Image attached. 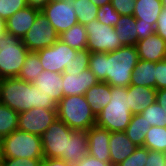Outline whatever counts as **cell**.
<instances>
[{
	"instance_id": "obj_1",
	"label": "cell",
	"mask_w": 166,
	"mask_h": 166,
	"mask_svg": "<svg viewBox=\"0 0 166 166\" xmlns=\"http://www.w3.org/2000/svg\"><path fill=\"white\" fill-rule=\"evenodd\" d=\"M138 61L136 46L124 45L111 52L91 53L89 69L101 82L110 86L128 87Z\"/></svg>"
},
{
	"instance_id": "obj_2",
	"label": "cell",
	"mask_w": 166,
	"mask_h": 166,
	"mask_svg": "<svg viewBox=\"0 0 166 166\" xmlns=\"http://www.w3.org/2000/svg\"><path fill=\"white\" fill-rule=\"evenodd\" d=\"M0 104L18 113L31 108H57V103L49 94L39 90L33 83L17 77L0 79Z\"/></svg>"
},
{
	"instance_id": "obj_3",
	"label": "cell",
	"mask_w": 166,
	"mask_h": 166,
	"mask_svg": "<svg viewBox=\"0 0 166 166\" xmlns=\"http://www.w3.org/2000/svg\"><path fill=\"white\" fill-rule=\"evenodd\" d=\"M132 115L127 87L111 86V99L96 113V125L109 132L125 131Z\"/></svg>"
},
{
	"instance_id": "obj_4",
	"label": "cell",
	"mask_w": 166,
	"mask_h": 166,
	"mask_svg": "<svg viewBox=\"0 0 166 166\" xmlns=\"http://www.w3.org/2000/svg\"><path fill=\"white\" fill-rule=\"evenodd\" d=\"M57 116L72 130L88 131L96 125V113L85 95L64 96L57 103Z\"/></svg>"
},
{
	"instance_id": "obj_5",
	"label": "cell",
	"mask_w": 166,
	"mask_h": 166,
	"mask_svg": "<svg viewBox=\"0 0 166 166\" xmlns=\"http://www.w3.org/2000/svg\"><path fill=\"white\" fill-rule=\"evenodd\" d=\"M29 50L22 39L6 33L0 38V79L18 77Z\"/></svg>"
},
{
	"instance_id": "obj_6",
	"label": "cell",
	"mask_w": 166,
	"mask_h": 166,
	"mask_svg": "<svg viewBox=\"0 0 166 166\" xmlns=\"http://www.w3.org/2000/svg\"><path fill=\"white\" fill-rule=\"evenodd\" d=\"M3 158L43 159L41 137L15 130L3 138Z\"/></svg>"
},
{
	"instance_id": "obj_7",
	"label": "cell",
	"mask_w": 166,
	"mask_h": 166,
	"mask_svg": "<svg viewBox=\"0 0 166 166\" xmlns=\"http://www.w3.org/2000/svg\"><path fill=\"white\" fill-rule=\"evenodd\" d=\"M85 28L88 35L87 49L91 53L111 52L123 46L114 27L107 26L96 19L87 23Z\"/></svg>"
},
{
	"instance_id": "obj_8",
	"label": "cell",
	"mask_w": 166,
	"mask_h": 166,
	"mask_svg": "<svg viewBox=\"0 0 166 166\" xmlns=\"http://www.w3.org/2000/svg\"><path fill=\"white\" fill-rule=\"evenodd\" d=\"M44 70L63 73L71 68L78 50L58 39L52 46L37 51Z\"/></svg>"
},
{
	"instance_id": "obj_9",
	"label": "cell",
	"mask_w": 166,
	"mask_h": 166,
	"mask_svg": "<svg viewBox=\"0 0 166 166\" xmlns=\"http://www.w3.org/2000/svg\"><path fill=\"white\" fill-rule=\"evenodd\" d=\"M71 132L72 129L57 118L41 136L44 158H59L66 161L67 138Z\"/></svg>"
},
{
	"instance_id": "obj_10",
	"label": "cell",
	"mask_w": 166,
	"mask_h": 166,
	"mask_svg": "<svg viewBox=\"0 0 166 166\" xmlns=\"http://www.w3.org/2000/svg\"><path fill=\"white\" fill-rule=\"evenodd\" d=\"M59 39V34L52 27L46 16L40 11L23 37L22 42L30 52H37L52 46Z\"/></svg>"
},
{
	"instance_id": "obj_11",
	"label": "cell",
	"mask_w": 166,
	"mask_h": 166,
	"mask_svg": "<svg viewBox=\"0 0 166 166\" xmlns=\"http://www.w3.org/2000/svg\"><path fill=\"white\" fill-rule=\"evenodd\" d=\"M57 118V108L34 107L19 113L18 130L41 137Z\"/></svg>"
},
{
	"instance_id": "obj_12",
	"label": "cell",
	"mask_w": 166,
	"mask_h": 166,
	"mask_svg": "<svg viewBox=\"0 0 166 166\" xmlns=\"http://www.w3.org/2000/svg\"><path fill=\"white\" fill-rule=\"evenodd\" d=\"M41 11L59 35L78 23L70 0H51Z\"/></svg>"
},
{
	"instance_id": "obj_13",
	"label": "cell",
	"mask_w": 166,
	"mask_h": 166,
	"mask_svg": "<svg viewBox=\"0 0 166 166\" xmlns=\"http://www.w3.org/2000/svg\"><path fill=\"white\" fill-rule=\"evenodd\" d=\"M98 82L89 68L82 72L65 71L62 73L63 96L85 95L86 91Z\"/></svg>"
},
{
	"instance_id": "obj_14",
	"label": "cell",
	"mask_w": 166,
	"mask_h": 166,
	"mask_svg": "<svg viewBox=\"0 0 166 166\" xmlns=\"http://www.w3.org/2000/svg\"><path fill=\"white\" fill-rule=\"evenodd\" d=\"M110 132L97 125L87 131L88 154L103 162H110Z\"/></svg>"
},
{
	"instance_id": "obj_15",
	"label": "cell",
	"mask_w": 166,
	"mask_h": 166,
	"mask_svg": "<svg viewBox=\"0 0 166 166\" xmlns=\"http://www.w3.org/2000/svg\"><path fill=\"white\" fill-rule=\"evenodd\" d=\"M139 59L158 62L166 59V41L157 33L135 43Z\"/></svg>"
},
{
	"instance_id": "obj_16",
	"label": "cell",
	"mask_w": 166,
	"mask_h": 166,
	"mask_svg": "<svg viewBox=\"0 0 166 166\" xmlns=\"http://www.w3.org/2000/svg\"><path fill=\"white\" fill-rule=\"evenodd\" d=\"M40 10L26 6L15 12L6 20L7 33L14 35L20 39L26 35L33 25L37 14Z\"/></svg>"
},
{
	"instance_id": "obj_17",
	"label": "cell",
	"mask_w": 166,
	"mask_h": 166,
	"mask_svg": "<svg viewBox=\"0 0 166 166\" xmlns=\"http://www.w3.org/2000/svg\"><path fill=\"white\" fill-rule=\"evenodd\" d=\"M137 146L127 137L124 131L110 132V163L117 166L129 157Z\"/></svg>"
},
{
	"instance_id": "obj_18",
	"label": "cell",
	"mask_w": 166,
	"mask_h": 166,
	"mask_svg": "<svg viewBox=\"0 0 166 166\" xmlns=\"http://www.w3.org/2000/svg\"><path fill=\"white\" fill-rule=\"evenodd\" d=\"M33 84L46 95L49 94L56 103L64 97L62 92V73L43 70L35 78Z\"/></svg>"
},
{
	"instance_id": "obj_19",
	"label": "cell",
	"mask_w": 166,
	"mask_h": 166,
	"mask_svg": "<svg viewBox=\"0 0 166 166\" xmlns=\"http://www.w3.org/2000/svg\"><path fill=\"white\" fill-rule=\"evenodd\" d=\"M86 155H88L87 131L72 130L67 138L66 161L74 166Z\"/></svg>"
},
{
	"instance_id": "obj_20",
	"label": "cell",
	"mask_w": 166,
	"mask_h": 166,
	"mask_svg": "<svg viewBox=\"0 0 166 166\" xmlns=\"http://www.w3.org/2000/svg\"><path fill=\"white\" fill-rule=\"evenodd\" d=\"M157 90L152 87L140 85H129L127 95H129V105L133 114L139 113L156 101Z\"/></svg>"
},
{
	"instance_id": "obj_21",
	"label": "cell",
	"mask_w": 166,
	"mask_h": 166,
	"mask_svg": "<svg viewBox=\"0 0 166 166\" xmlns=\"http://www.w3.org/2000/svg\"><path fill=\"white\" fill-rule=\"evenodd\" d=\"M162 9L161 0H136L133 17L156 27Z\"/></svg>"
},
{
	"instance_id": "obj_22",
	"label": "cell",
	"mask_w": 166,
	"mask_h": 166,
	"mask_svg": "<svg viewBox=\"0 0 166 166\" xmlns=\"http://www.w3.org/2000/svg\"><path fill=\"white\" fill-rule=\"evenodd\" d=\"M155 66L156 62L139 59L133 70L130 85H140L156 89Z\"/></svg>"
},
{
	"instance_id": "obj_23",
	"label": "cell",
	"mask_w": 166,
	"mask_h": 166,
	"mask_svg": "<svg viewBox=\"0 0 166 166\" xmlns=\"http://www.w3.org/2000/svg\"><path fill=\"white\" fill-rule=\"evenodd\" d=\"M85 97L93 111L98 113L111 99V86L99 81L86 91Z\"/></svg>"
},
{
	"instance_id": "obj_24",
	"label": "cell",
	"mask_w": 166,
	"mask_h": 166,
	"mask_svg": "<svg viewBox=\"0 0 166 166\" xmlns=\"http://www.w3.org/2000/svg\"><path fill=\"white\" fill-rule=\"evenodd\" d=\"M114 29L123 46L135 45L138 41L136 19L133 16L120 15Z\"/></svg>"
},
{
	"instance_id": "obj_25",
	"label": "cell",
	"mask_w": 166,
	"mask_h": 166,
	"mask_svg": "<svg viewBox=\"0 0 166 166\" xmlns=\"http://www.w3.org/2000/svg\"><path fill=\"white\" fill-rule=\"evenodd\" d=\"M150 127V123H147L140 113H136L132 115L130 124L124 132L137 147H143L145 134Z\"/></svg>"
},
{
	"instance_id": "obj_26",
	"label": "cell",
	"mask_w": 166,
	"mask_h": 166,
	"mask_svg": "<svg viewBox=\"0 0 166 166\" xmlns=\"http://www.w3.org/2000/svg\"><path fill=\"white\" fill-rule=\"evenodd\" d=\"M59 39L76 50L87 49L88 35L85 25L77 23L59 35Z\"/></svg>"
},
{
	"instance_id": "obj_27",
	"label": "cell",
	"mask_w": 166,
	"mask_h": 166,
	"mask_svg": "<svg viewBox=\"0 0 166 166\" xmlns=\"http://www.w3.org/2000/svg\"><path fill=\"white\" fill-rule=\"evenodd\" d=\"M43 70L44 68L41 65L38 53L29 51L17 78L33 83L35 78L41 74Z\"/></svg>"
},
{
	"instance_id": "obj_28",
	"label": "cell",
	"mask_w": 166,
	"mask_h": 166,
	"mask_svg": "<svg viewBox=\"0 0 166 166\" xmlns=\"http://www.w3.org/2000/svg\"><path fill=\"white\" fill-rule=\"evenodd\" d=\"M74 6L78 23L86 25L90 21L97 19L99 7L91 0H70Z\"/></svg>"
},
{
	"instance_id": "obj_29",
	"label": "cell",
	"mask_w": 166,
	"mask_h": 166,
	"mask_svg": "<svg viewBox=\"0 0 166 166\" xmlns=\"http://www.w3.org/2000/svg\"><path fill=\"white\" fill-rule=\"evenodd\" d=\"M143 147L166 153V127L151 126L145 134Z\"/></svg>"
},
{
	"instance_id": "obj_30",
	"label": "cell",
	"mask_w": 166,
	"mask_h": 166,
	"mask_svg": "<svg viewBox=\"0 0 166 166\" xmlns=\"http://www.w3.org/2000/svg\"><path fill=\"white\" fill-rule=\"evenodd\" d=\"M19 113L0 104V137L4 138L18 129Z\"/></svg>"
},
{
	"instance_id": "obj_31",
	"label": "cell",
	"mask_w": 166,
	"mask_h": 166,
	"mask_svg": "<svg viewBox=\"0 0 166 166\" xmlns=\"http://www.w3.org/2000/svg\"><path fill=\"white\" fill-rule=\"evenodd\" d=\"M151 126L166 127V109L157 101L139 112Z\"/></svg>"
},
{
	"instance_id": "obj_32",
	"label": "cell",
	"mask_w": 166,
	"mask_h": 166,
	"mask_svg": "<svg viewBox=\"0 0 166 166\" xmlns=\"http://www.w3.org/2000/svg\"><path fill=\"white\" fill-rule=\"evenodd\" d=\"M120 14L112 7L111 2L99 7L97 20L107 26L115 27Z\"/></svg>"
},
{
	"instance_id": "obj_33",
	"label": "cell",
	"mask_w": 166,
	"mask_h": 166,
	"mask_svg": "<svg viewBox=\"0 0 166 166\" xmlns=\"http://www.w3.org/2000/svg\"><path fill=\"white\" fill-rule=\"evenodd\" d=\"M27 6L26 0H0V17L5 21Z\"/></svg>"
},
{
	"instance_id": "obj_34",
	"label": "cell",
	"mask_w": 166,
	"mask_h": 166,
	"mask_svg": "<svg viewBox=\"0 0 166 166\" xmlns=\"http://www.w3.org/2000/svg\"><path fill=\"white\" fill-rule=\"evenodd\" d=\"M148 157V149L137 147L134 152L117 166H145Z\"/></svg>"
},
{
	"instance_id": "obj_35",
	"label": "cell",
	"mask_w": 166,
	"mask_h": 166,
	"mask_svg": "<svg viewBox=\"0 0 166 166\" xmlns=\"http://www.w3.org/2000/svg\"><path fill=\"white\" fill-rule=\"evenodd\" d=\"M91 52L88 49L78 50L73 62L71 63V68L67 71L82 72L83 70L89 68Z\"/></svg>"
},
{
	"instance_id": "obj_36",
	"label": "cell",
	"mask_w": 166,
	"mask_h": 166,
	"mask_svg": "<svg viewBox=\"0 0 166 166\" xmlns=\"http://www.w3.org/2000/svg\"><path fill=\"white\" fill-rule=\"evenodd\" d=\"M42 159L31 158H2L1 166H40Z\"/></svg>"
},
{
	"instance_id": "obj_37",
	"label": "cell",
	"mask_w": 166,
	"mask_h": 166,
	"mask_svg": "<svg viewBox=\"0 0 166 166\" xmlns=\"http://www.w3.org/2000/svg\"><path fill=\"white\" fill-rule=\"evenodd\" d=\"M136 0H111L112 7L120 15L133 16Z\"/></svg>"
},
{
	"instance_id": "obj_38",
	"label": "cell",
	"mask_w": 166,
	"mask_h": 166,
	"mask_svg": "<svg viewBox=\"0 0 166 166\" xmlns=\"http://www.w3.org/2000/svg\"><path fill=\"white\" fill-rule=\"evenodd\" d=\"M156 90L166 89V59L156 62Z\"/></svg>"
},
{
	"instance_id": "obj_39",
	"label": "cell",
	"mask_w": 166,
	"mask_h": 166,
	"mask_svg": "<svg viewBox=\"0 0 166 166\" xmlns=\"http://www.w3.org/2000/svg\"><path fill=\"white\" fill-rule=\"evenodd\" d=\"M145 166H166V153L148 149Z\"/></svg>"
},
{
	"instance_id": "obj_40",
	"label": "cell",
	"mask_w": 166,
	"mask_h": 166,
	"mask_svg": "<svg viewBox=\"0 0 166 166\" xmlns=\"http://www.w3.org/2000/svg\"><path fill=\"white\" fill-rule=\"evenodd\" d=\"M136 27H137L136 30L138 35V41L156 33L155 27L152 24L141 23V20L139 19H136Z\"/></svg>"
},
{
	"instance_id": "obj_41",
	"label": "cell",
	"mask_w": 166,
	"mask_h": 166,
	"mask_svg": "<svg viewBox=\"0 0 166 166\" xmlns=\"http://www.w3.org/2000/svg\"><path fill=\"white\" fill-rule=\"evenodd\" d=\"M74 166H113L110 162H103L98 160L97 158L86 155L82 158L76 165Z\"/></svg>"
},
{
	"instance_id": "obj_42",
	"label": "cell",
	"mask_w": 166,
	"mask_h": 166,
	"mask_svg": "<svg viewBox=\"0 0 166 166\" xmlns=\"http://www.w3.org/2000/svg\"><path fill=\"white\" fill-rule=\"evenodd\" d=\"M155 32L166 41V8H163L160 13Z\"/></svg>"
},
{
	"instance_id": "obj_43",
	"label": "cell",
	"mask_w": 166,
	"mask_h": 166,
	"mask_svg": "<svg viewBox=\"0 0 166 166\" xmlns=\"http://www.w3.org/2000/svg\"><path fill=\"white\" fill-rule=\"evenodd\" d=\"M40 166H73V165L59 158H43Z\"/></svg>"
},
{
	"instance_id": "obj_44",
	"label": "cell",
	"mask_w": 166,
	"mask_h": 166,
	"mask_svg": "<svg viewBox=\"0 0 166 166\" xmlns=\"http://www.w3.org/2000/svg\"><path fill=\"white\" fill-rule=\"evenodd\" d=\"M51 0H26L27 6L42 10Z\"/></svg>"
},
{
	"instance_id": "obj_45",
	"label": "cell",
	"mask_w": 166,
	"mask_h": 166,
	"mask_svg": "<svg viewBox=\"0 0 166 166\" xmlns=\"http://www.w3.org/2000/svg\"><path fill=\"white\" fill-rule=\"evenodd\" d=\"M156 101L162 108L166 109V89L157 90Z\"/></svg>"
},
{
	"instance_id": "obj_46",
	"label": "cell",
	"mask_w": 166,
	"mask_h": 166,
	"mask_svg": "<svg viewBox=\"0 0 166 166\" xmlns=\"http://www.w3.org/2000/svg\"><path fill=\"white\" fill-rule=\"evenodd\" d=\"M7 33L6 21L0 17V38Z\"/></svg>"
},
{
	"instance_id": "obj_47",
	"label": "cell",
	"mask_w": 166,
	"mask_h": 166,
	"mask_svg": "<svg viewBox=\"0 0 166 166\" xmlns=\"http://www.w3.org/2000/svg\"><path fill=\"white\" fill-rule=\"evenodd\" d=\"M94 4H96L98 7H101L107 3H110L111 0H91Z\"/></svg>"
},
{
	"instance_id": "obj_48",
	"label": "cell",
	"mask_w": 166,
	"mask_h": 166,
	"mask_svg": "<svg viewBox=\"0 0 166 166\" xmlns=\"http://www.w3.org/2000/svg\"><path fill=\"white\" fill-rule=\"evenodd\" d=\"M2 144H3V138L0 137V161L3 158Z\"/></svg>"
},
{
	"instance_id": "obj_49",
	"label": "cell",
	"mask_w": 166,
	"mask_h": 166,
	"mask_svg": "<svg viewBox=\"0 0 166 166\" xmlns=\"http://www.w3.org/2000/svg\"><path fill=\"white\" fill-rule=\"evenodd\" d=\"M161 3H162V7L166 8V0H161Z\"/></svg>"
}]
</instances>
